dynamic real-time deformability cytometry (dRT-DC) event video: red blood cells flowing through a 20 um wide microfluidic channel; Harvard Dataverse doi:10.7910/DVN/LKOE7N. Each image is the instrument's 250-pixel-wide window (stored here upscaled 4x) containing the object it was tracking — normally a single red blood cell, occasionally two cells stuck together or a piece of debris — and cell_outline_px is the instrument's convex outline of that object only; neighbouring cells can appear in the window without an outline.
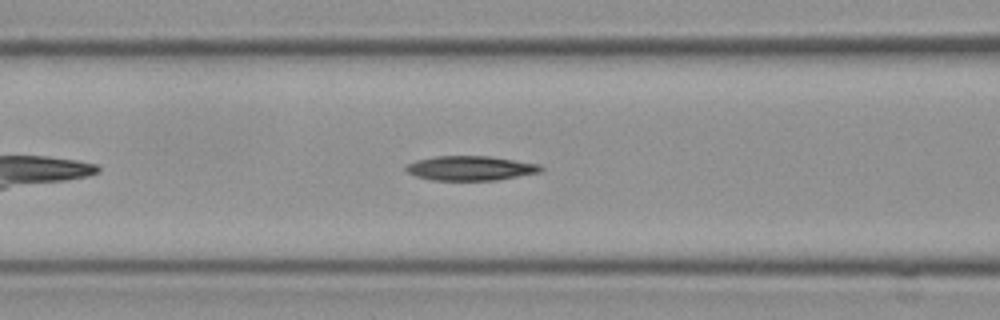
{"species": "Egyptian fruit bat (a non-hibernating species)", "species_latin": "Rousettus aegyptiacus", "temperature_condition": "cold", "stored_images_in_passage": 6, "camera_frame_rate_fps": 3000, "um_per_image_px": 0.085, "frame": {"image": 1, "passage_image": 6, "time_ms": 1.667, "image_size_px": [1000, 320], "cell_outline_px": [[544, 168], [540, 172], [496, 180], [432, 180], [416, 176], [408, 172], [404, 168], [408, 164], [416, 160], [436, 156], [488, 156], [540, 164]], "centroid_in_image_um": [39.99, 14.29], "position_along_channel_um": 126.6, "area_um2": 19.13}}